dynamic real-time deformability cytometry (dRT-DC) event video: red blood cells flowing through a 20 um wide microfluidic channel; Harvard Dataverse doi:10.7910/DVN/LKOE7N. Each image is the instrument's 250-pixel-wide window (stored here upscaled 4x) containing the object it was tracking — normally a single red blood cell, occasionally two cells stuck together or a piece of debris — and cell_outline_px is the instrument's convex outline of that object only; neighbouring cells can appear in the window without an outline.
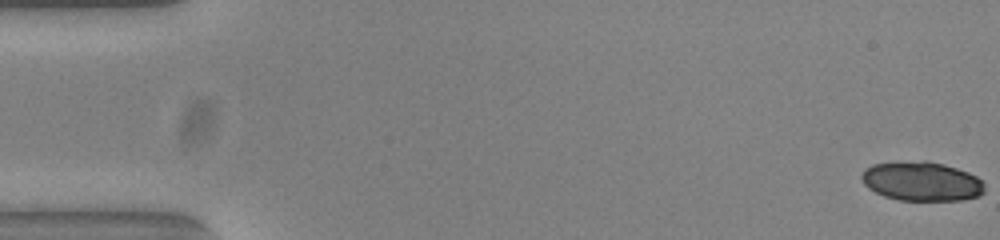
{"species": "common noctule bat (a hibernating species)", "species_latin": "Nyctalus noctula", "temperature_condition": "warm", "stored_images_in_passage": 53, "camera_frame_rate_fps": 3000, "um_per_image_px": 0.085, "animal": {"sex": "female", "body_mass_g": 23.0, "forearm_length_mm": 53.4}, "frame": {"image": 1, "passage_image": 1, "time_ms": 0.0, "image_size_px": [1000, 240], "cell_outline_px": [[984, 192], [976, 196], [960, 200], [900, 200], [884, 196], [868, 188], [864, 184], [860, 176], [864, 168], [872, 164], [924, 160], [944, 164], [968, 172], [976, 176], [984, 184]], "centroid_in_image_um": [78.31, 15.4], "position_along_channel_um": 6.7, "area_um2": 28.03}, "authors_computed_cell_mechanics": {"area_um2": 19.1318, "velocity_mm_per_s": 3.8302, "shape_relaxation_time_tau1_ms": 2.7435, "shape_relaxation_time_tau2_ms": 1.0678, "deformation_change_tau1": 0.1595, "deformation_change_tau2": 0.0488}}